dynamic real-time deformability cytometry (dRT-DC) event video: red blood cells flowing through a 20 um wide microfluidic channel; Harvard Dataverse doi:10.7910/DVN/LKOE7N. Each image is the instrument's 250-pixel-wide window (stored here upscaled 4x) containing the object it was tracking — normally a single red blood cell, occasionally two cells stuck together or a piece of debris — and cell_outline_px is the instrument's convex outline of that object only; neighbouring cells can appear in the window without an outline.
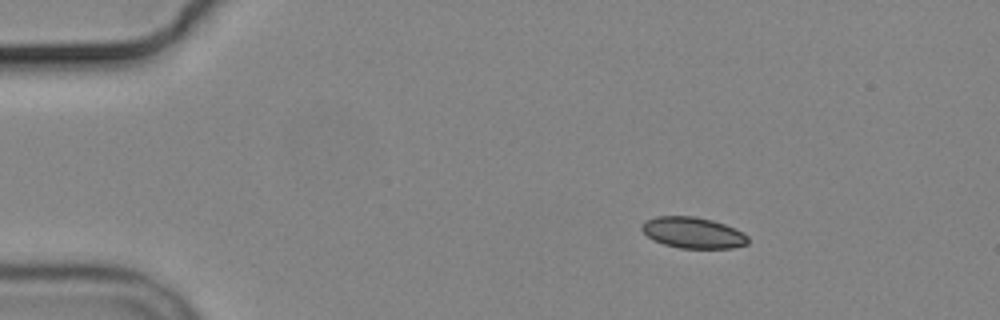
{"species": "common noctule bat (a hibernating species)", "species_latin": "Nyctalus noctula", "temperature_condition": "cold", "stored_images_in_passage": 3, "camera_frame_rate_fps": 3000, "um_per_image_px": 0.085, "animal": {"sex": "male", "body_mass_g": 19.2, "forearm_length_mm": 51.8}, "frame": {"image": 1, "passage_image": 1, "time_ms": 0.0, "image_size_px": [1000, 320], "cell_outline_px": [[748, 244], [732, 248], [680, 248], [664, 244], [652, 240], [640, 228], [640, 224], [644, 220], [656, 216], [696, 216], [712, 220], [724, 224], [744, 232], [748, 236]], "centroid_in_image_um": [58.88, 19.77], "position_along_channel_um": 26.1, "area_um2": 19.42}}